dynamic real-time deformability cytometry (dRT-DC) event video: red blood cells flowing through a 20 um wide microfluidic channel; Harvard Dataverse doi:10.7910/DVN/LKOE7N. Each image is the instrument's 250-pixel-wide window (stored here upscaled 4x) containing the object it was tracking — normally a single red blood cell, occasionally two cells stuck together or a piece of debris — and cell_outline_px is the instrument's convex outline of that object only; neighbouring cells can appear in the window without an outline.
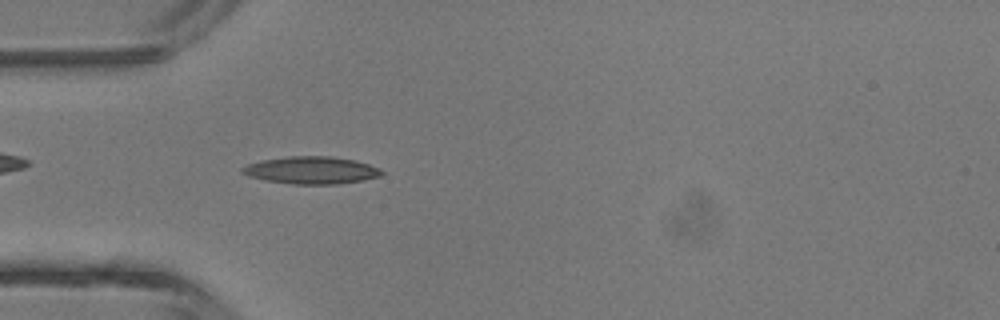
{"species": "common noctule bat (a hibernating species)", "species_latin": "Nyctalus noctula", "temperature_condition": "room temperature", "stored_images_in_passage": 4, "camera_frame_rate_fps": 3000, "um_per_image_px": 0.085, "animal": {"sex": "male", "body_mass_g": 13.3}, "frame": {"image": 1, "passage_image": 4, "time_ms": 3.667, "image_size_px": [1000, 320], "cell_outline_px": [[384, 172], [380, 176], [364, 180], [340, 184], [292, 184], [264, 180], [248, 176], [240, 172], [240, 168], [248, 164], [260, 160], [288, 156], [332, 156], [356, 160], [380, 168]], "centroid_in_image_um": [26.45, 14.47], "position_along_channel_um": 58.5, "area_um2": 22.48}}